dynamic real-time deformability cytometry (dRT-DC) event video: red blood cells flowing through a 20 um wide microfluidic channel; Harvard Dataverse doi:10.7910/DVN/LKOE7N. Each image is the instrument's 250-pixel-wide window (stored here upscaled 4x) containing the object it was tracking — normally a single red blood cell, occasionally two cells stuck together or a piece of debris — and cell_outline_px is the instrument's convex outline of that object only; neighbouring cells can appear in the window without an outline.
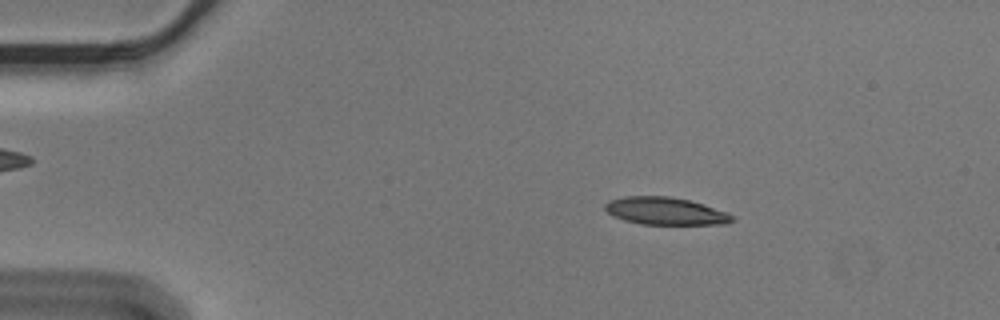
{"species": "Egyptian fruit bat (a non-hibernating species)", "species_latin": "Rousettus aegyptiacus", "temperature_condition": "cold", "stored_images_in_passage": 52, "camera_frame_rate_fps": 3000, "um_per_image_px": 0.085, "animal": {"sex": "male"}, "frame": {"image": 1, "passage_image": 6, "time_ms": 1.667, "image_size_px": [1000, 320], "cell_outline_px": [[736, 220], [728, 224], [640, 224], [624, 220], [612, 216], [604, 208], [604, 204], [608, 200], [624, 196], [668, 196], [688, 200], [704, 204], [728, 212], [736, 216]], "centroid_in_image_um": [56.59, 17.94], "position_along_channel_um": 28.4, "area_um2": 20.63}}
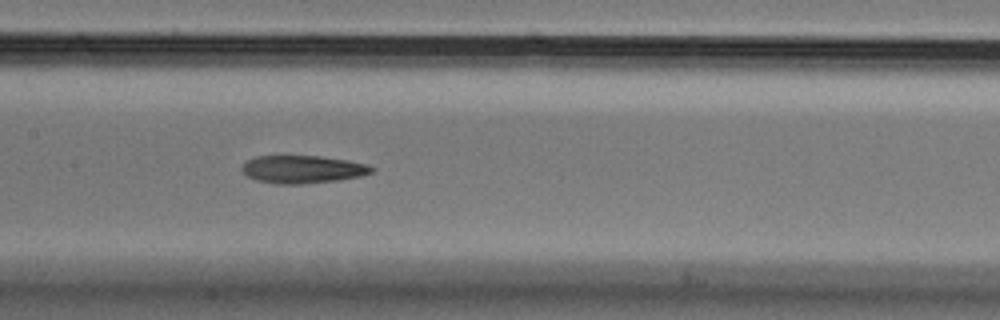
{"frame": {"image": 2, "passage_image": 24, "time_ms": 7.667, "image_size_px": [1000, 320], "cell_outline_px": [[376, 168], [372, 172], [360, 176], [336, 180], [300, 184], [276, 184], [256, 180], [248, 176], [240, 168], [248, 160], [256, 156], [320, 156], [348, 160], [364, 164]], "centroid_in_image_um": [25.71, 14.39], "position_along_channel_um": 181.7, "area_um2": 20.81}}
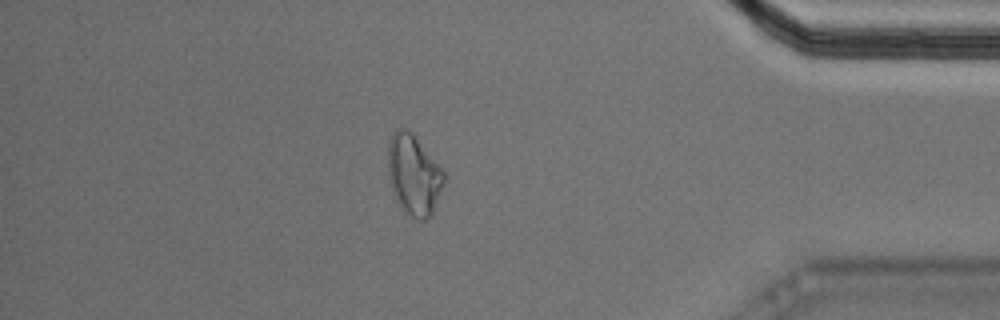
{"frame": {"image": 3, "passage_image": 45, "time_ms": 14.667, "image_size_px": [1000, 320], "cell_outline_px": [[444, 184], [432, 212], [424, 220], [416, 220], [396, 200], [388, 180], [388, 140], [392, 132], [396, 128], [408, 128], [412, 132], [444, 172]], "centroid_in_image_um": [35.13, 14.8], "position_along_channel_um": 400.1, "area_um2": 26.01}, "authors_computed_cell_mechanics": {"area_um2": 21.5016, "velocity_mm_per_s": 3.5816, "shape_relaxation_time_tau1_ms": null, "shape_relaxation_time_tau2_ms": 5.4795, "deformation_change_tau1": null, "deformation_change_tau2": 0.1569}}